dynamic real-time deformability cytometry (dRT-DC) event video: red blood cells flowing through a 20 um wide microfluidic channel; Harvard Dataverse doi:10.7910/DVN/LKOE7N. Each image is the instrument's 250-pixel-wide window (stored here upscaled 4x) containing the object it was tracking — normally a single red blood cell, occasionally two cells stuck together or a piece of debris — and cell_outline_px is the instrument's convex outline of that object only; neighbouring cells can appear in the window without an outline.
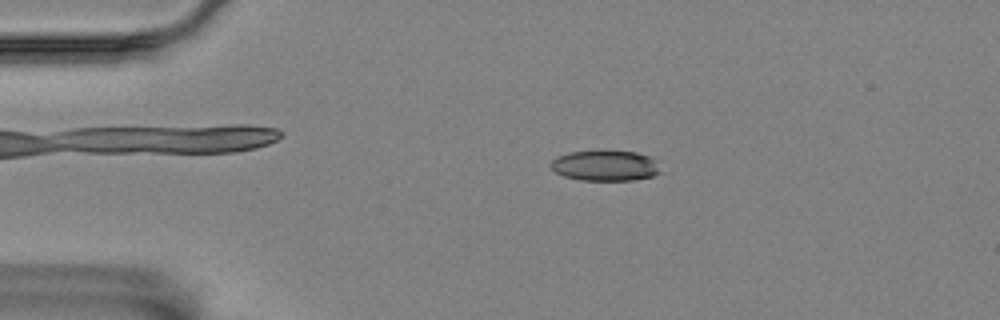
{"species": "Egyptian fruit bat (a non-hibernating species)", "species_latin": "Rousettus aegyptiacus", "temperature_condition": "room temperature", "stored_images_in_passage": 6, "camera_frame_rate_fps": 3000, "um_per_image_px": 0.085, "animal": {"sex": "female"}, "frame": {"image": 1, "passage_image": 4, "time_ms": 1.0, "image_size_px": [1000, 320], "cell_outline_px": [[660, 172], [652, 176], [632, 180], [580, 180], [564, 176], [548, 168], [548, 164], [556, 156], [568, 152], [596, 148], [604, 148], [636, 152], [648, 156], [656, 160]], "centroid_in_image_um": [51.37, 14.02], "position_along_channel_um": 33.6, "area_um2": 20.4}}
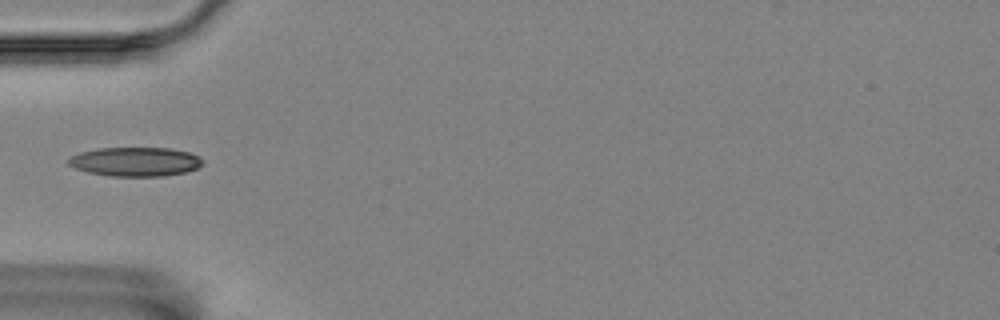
{"frame": {"image": 2, "passage_image": 6, "time_ms": 1.667, "image_size_px": [1000, 320], "cell_outline_px": [[204, 164], [196, 168], [184, 172], [164, 176], [108, 176], [88, 172], [76, 168], [68, 164], [68, 160], [72, 156], [80, 152], [100, 148], [172, 148], [188, 152], [204, 160]], "centroid_in_image_um": [11.51, 13.74], "position_along_channel_um": 73.5, "area_um2": 22.66}}